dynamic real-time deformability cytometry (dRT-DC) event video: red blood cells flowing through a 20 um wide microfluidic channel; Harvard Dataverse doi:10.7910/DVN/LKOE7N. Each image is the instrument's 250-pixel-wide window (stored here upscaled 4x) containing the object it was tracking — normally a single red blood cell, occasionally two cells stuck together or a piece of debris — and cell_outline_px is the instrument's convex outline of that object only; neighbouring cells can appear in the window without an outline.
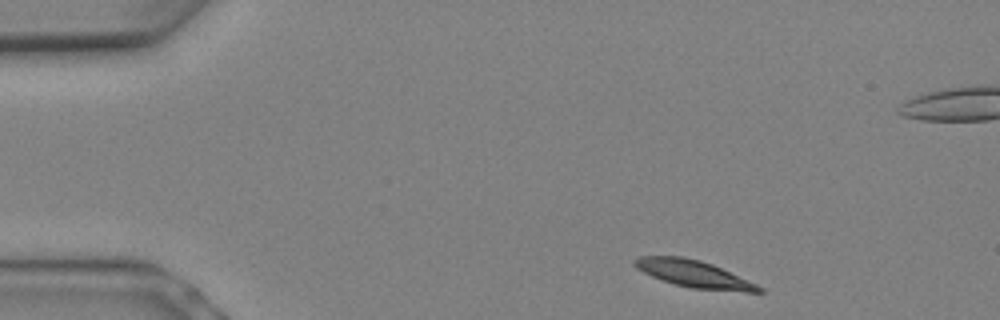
{"species": "Egyptian fruit bat (a non-hibernating species)", "species_latin": "Rousettus aegyptiacus", "temperature_condition": "warm", "stored_images_in_passage": 7, "camera_frame_rate_fps": 3000, "um_per_image_px": 0.085, "animal": {"sex": "female"}, "frame": {"image": 1, "passage_image": 1, "time_ms": 0.0, "image_size_px": [1000, 320], "cell_outline_px": [[764, 292], [744, 292], [692, 288], [676, 284], [652, 276], [636, 268], [632, 264], [632, 260], [636, 256], [684, 256], [700, 260], [712, 264], [756, 284], [764, 288]], "centroid_in_image_um": [58.95, 23.27], "position_along_channel_um": 26.1, "area_um2": 19.48}}
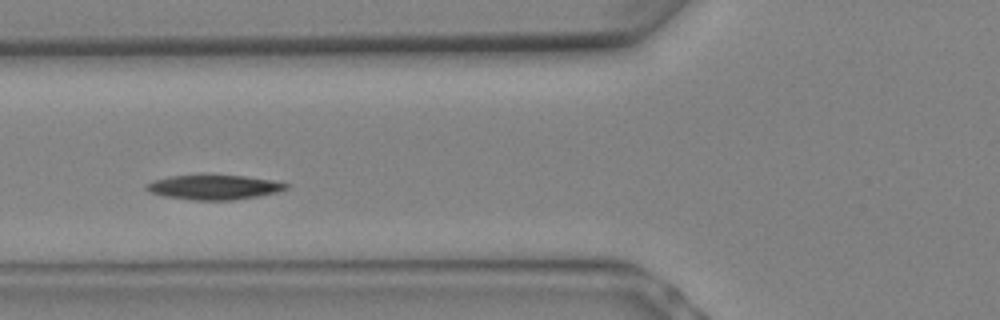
{"frame": {"image": 2, "passage_image": 6, "time_ms": 1.667, "image_size_px": [1000, 320], "cell_outline_px": [[288, 188], [276, 192], [260, 196], [236, 200], [192, 200], [164, 196], [152, 192], [144, 188], [144, 184], [152, 180], [168, 176], [244, 176], [272, 180], [288, 184]], "centroid_in_image_um": [18.16, 15.93], "position_along_channel_um": 107.6, "area_um2": 19.88}}